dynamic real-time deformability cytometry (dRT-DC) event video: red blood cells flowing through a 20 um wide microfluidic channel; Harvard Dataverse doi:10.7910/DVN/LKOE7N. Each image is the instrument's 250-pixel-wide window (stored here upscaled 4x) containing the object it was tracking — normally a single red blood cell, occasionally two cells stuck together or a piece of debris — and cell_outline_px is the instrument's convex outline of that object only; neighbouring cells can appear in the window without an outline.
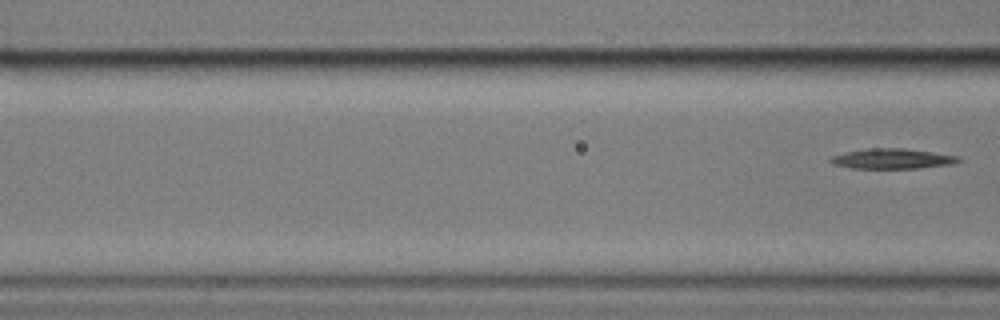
{"species": "common noctule bat (a hibernating species)", "species_latin": "Nyctalus noctula", "temperature_condition": "cold", "stored_images_in_passage": 4, "segment_of_instrument_passage": [2, 2], "camera_frame_rate_fps": 3000, "um_per_image_px": 0.085, "animal": {"sex": "male", "body_mass_g": 17.9}, "frame": {"image": 1, "passage_image": 4, "time_ms": 3.667, "image_size_px": [1000, 320], "cell_outline_px": [[960, 160], [952, 164], [920, 168], [852, 168], [832, 164], [828, 160], [832, 156], [844, 152], [872, 148], [904, 148], [960, 156]], "centroid_in_image_um": [75.83, 13.49], "position_along_channel_um": 90.8, "area_um2": 14.97}}